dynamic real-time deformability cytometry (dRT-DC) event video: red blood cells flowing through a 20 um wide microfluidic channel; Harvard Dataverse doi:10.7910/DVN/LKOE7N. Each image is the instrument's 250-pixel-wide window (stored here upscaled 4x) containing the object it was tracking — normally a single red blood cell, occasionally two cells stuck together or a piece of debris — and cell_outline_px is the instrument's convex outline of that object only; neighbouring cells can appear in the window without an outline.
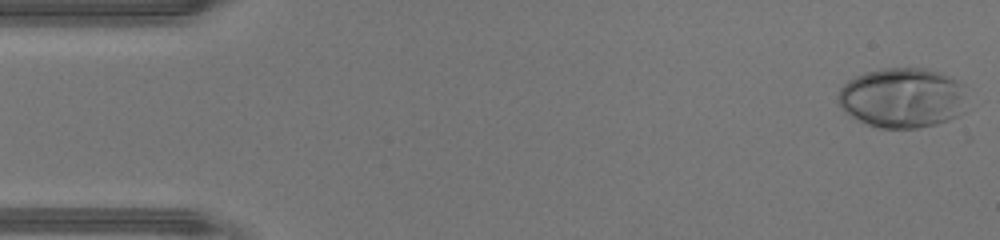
{"species": "human", "species_latin": "Homo sapiens", "temperature_condition": "warm", "stored_images_in_passage": 43, "camera_frame_rate_fps": 3000, "um_per_image_px": 0.085, "donor": {"sex": "male"}, "frame": {"image": 1, "passage_image": 1, "time_ms": 0.0, "image_size_px": [1000, 240], "cell_outline_px": [[964, 112], [948, 120], [936, 124], [916, 128], [880, 128], [868, 124], [844, 112], [840, 108], [836, 100], [840, 88], [848, 80], [864, 72], [884, 68], [924, 68], [940, 72], [952, 76], [960, 84]], "centroid_in_image_um": [76.64, 8.31], "position_along_channel_um": 8.4, "area_um2": 44.97}}
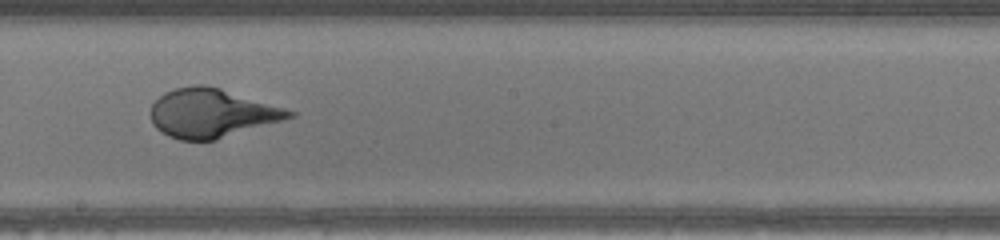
{"frame": {"image": 2, "passage_image": 24, "time_ms": 7.667, "image_size_px": [1000, 240], "cell_outline_px": [[296, 116], [284, 120], [216, 140], [180, 140], [168, 136], [156, 128], [152, 124], [148, 112], [152, 104], [164, 92], [176, 88], [196, 84], [204, 84], [220, 88], [284, 108], [296, 112]], "centroid_in_image_um": [17.95, 9.62], "position_along_channel_um": 230.2, "area_um2": 39.48}}
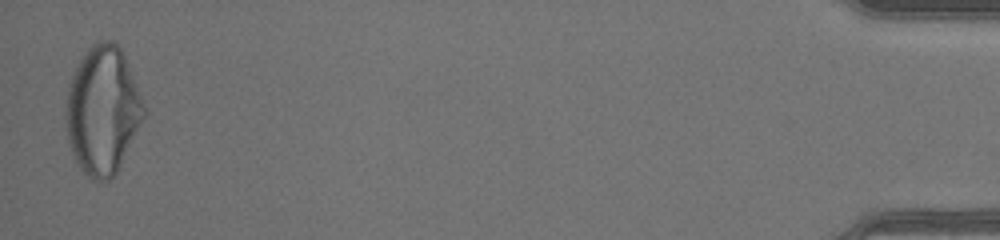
{"frame": {"image": 3, "passage_image": 43, "time_ms": 14.0, "image_size_px": [1000, 240], "cell_outline_px": [[144, 116], [116, 172], [108, 180], [88, 180], [80, 168], [72, 152], [68, 140], [64, 116], [64, 112], [68, 84], [84, 52], [92, 44], [100, 40], [112, 40], [120, 48], [124, 56], [144, 104]], "centroid_in_image_um": [8.67, 9.38], "position_along_channel_um": 426.5, "area_um2": 57.57}}